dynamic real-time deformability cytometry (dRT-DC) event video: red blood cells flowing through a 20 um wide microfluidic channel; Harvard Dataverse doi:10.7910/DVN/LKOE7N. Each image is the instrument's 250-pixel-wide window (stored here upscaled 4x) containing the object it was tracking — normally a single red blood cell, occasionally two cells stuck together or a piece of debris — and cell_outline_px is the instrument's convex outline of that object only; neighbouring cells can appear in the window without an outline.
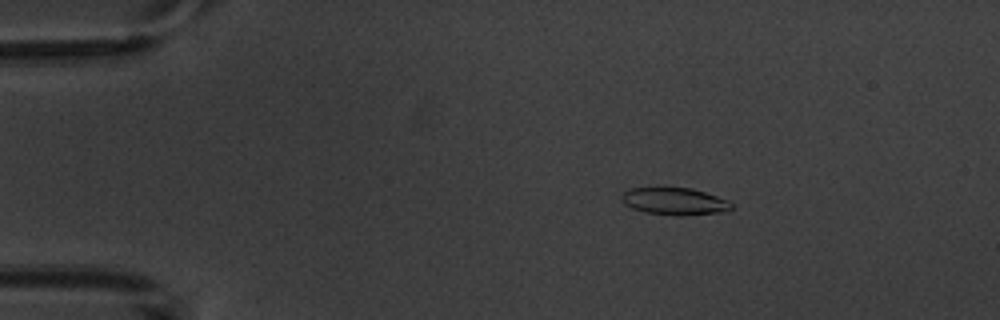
{"species": "common noctule bat (a hibernating species)", "species_latin": "Nyctalus noctula", "temperature_condition": "warm", "stored_images_in_passage": 2, "camera_frame_rate_fps": 3000, "um_per_image_px": 0.085, "animal": {"sex": "male", "body_mass_g": 20.1, "forearm_length_mm": 53.5}, "frame": {"image": 1, "passage_image": 2, "time_ms": 1.333, "image_size_px": [1000, 320], "cell_outline_px": [[732, 208], [724, 212], [684, 216], [676, 216], [648, 212], [632, 208], [624, 204], [620, 196], [624, 192], [632, 188], [692, 188], [728, 200], [732, 204]], "centroid_in_image_um": [57.36, 17.12], "position_along_channel_um": 27.6, "area_um2": 17.34}}